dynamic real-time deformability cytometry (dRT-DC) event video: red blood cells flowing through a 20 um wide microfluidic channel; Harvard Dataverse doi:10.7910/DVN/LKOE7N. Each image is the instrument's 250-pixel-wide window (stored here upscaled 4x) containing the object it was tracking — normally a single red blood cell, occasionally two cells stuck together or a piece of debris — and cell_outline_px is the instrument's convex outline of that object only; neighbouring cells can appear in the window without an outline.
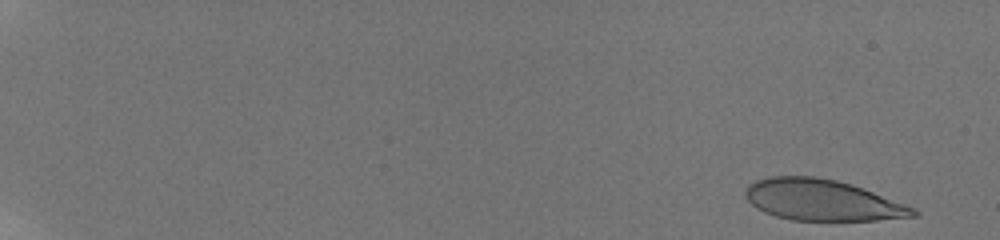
{"species": "human", "species_latin": "Homo sapiens", "temperature_condition": "room temperature", "stored_images_in_passage": 8, "camera_frame_rate_fps": 3000, "um_per_image_px": 0.085, "donor": {"sex": "male"}, "frame": {"image": 1, "passage_image": 1, "time_ms": 0.0, "image_size_px": [1000, 240], "cell_outline_px": [[920, 216], [876, 220], [792, 220], [776, 216], [764, 212], [756, 208], [744, 196], [744, 192], [748, 184], [756, 180], [768, 176], [816, 176], [836, 180], [852, 184], [864, 188], [916, 208], [920, 212]], "centroid_in_image_um": [69.9, 17.0], "position_along_channel_um": 15.1, "area_um2": 40.46}}
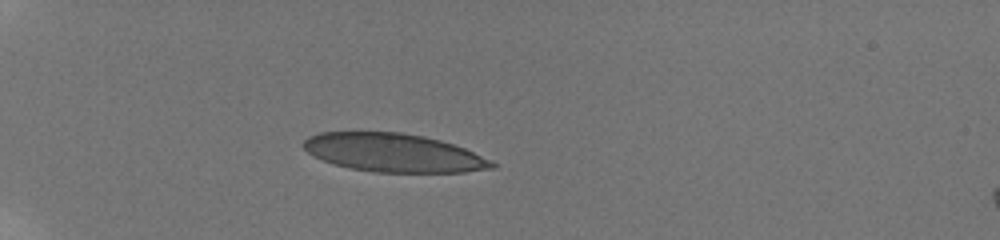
{"frame": {"image": 2, "passage_image": 6, "time_ms": 1.667, "image_size_px": [1000, 240], "cell_outline_px": [[496, 168], [464, 172], [372, 172], [348, 168], [332, 164], [312, 156], [300, 144], [308, 136], [320, 132], [400, 132], [424, 136], [440, 140], [464, 148], [492, 160], [496, 164]], "centroid_in_image_um": [33.42, 12.99], "position_along_channel_um": 51.6, "area_um2": 42.43}}